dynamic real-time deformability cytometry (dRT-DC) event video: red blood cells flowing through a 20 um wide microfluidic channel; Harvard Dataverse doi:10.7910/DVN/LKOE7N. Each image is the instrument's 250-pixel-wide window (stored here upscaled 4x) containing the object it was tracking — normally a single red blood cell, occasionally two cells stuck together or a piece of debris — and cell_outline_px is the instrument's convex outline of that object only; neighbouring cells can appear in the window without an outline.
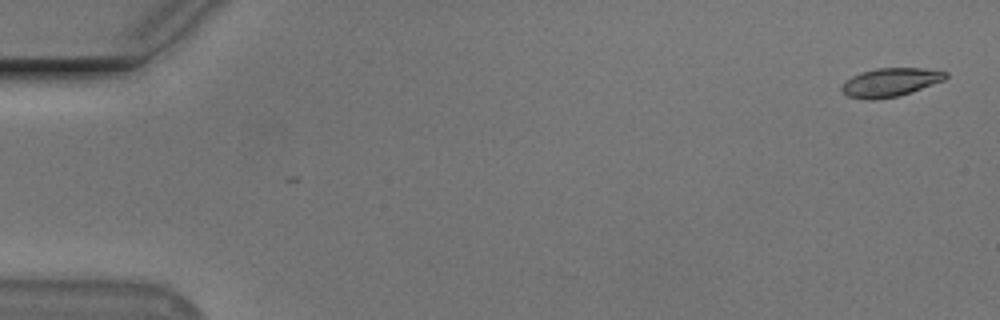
{"species": "Egyptian fruit bat (a non-hibernating species)", "species_latin": "Rousettus aegyptiacus", "temperature_condition": "cold", "stored_images_in_passage": 8, "camera_frame_rate_fps": 3000, "um_per_image_px": 0.085, "animal": {"sex": "male"}, "frame": {"image": 1, "passage_image": 1, "time_ms": 0.0, "image_size_px": [1000, 320], "cell_outline_px": [[948, 76], [944, 80], [912, 92], [900, 96], [876, 100], [864, 100], [848, 96], [840, 88], [852, 76], [860, 72], [876, 68], [920, 68], [948, 72]], "centroid_in_image_um": [75.68, 7.01], "position_along_channel_um": 9.3, "area_um2": 17.34}}